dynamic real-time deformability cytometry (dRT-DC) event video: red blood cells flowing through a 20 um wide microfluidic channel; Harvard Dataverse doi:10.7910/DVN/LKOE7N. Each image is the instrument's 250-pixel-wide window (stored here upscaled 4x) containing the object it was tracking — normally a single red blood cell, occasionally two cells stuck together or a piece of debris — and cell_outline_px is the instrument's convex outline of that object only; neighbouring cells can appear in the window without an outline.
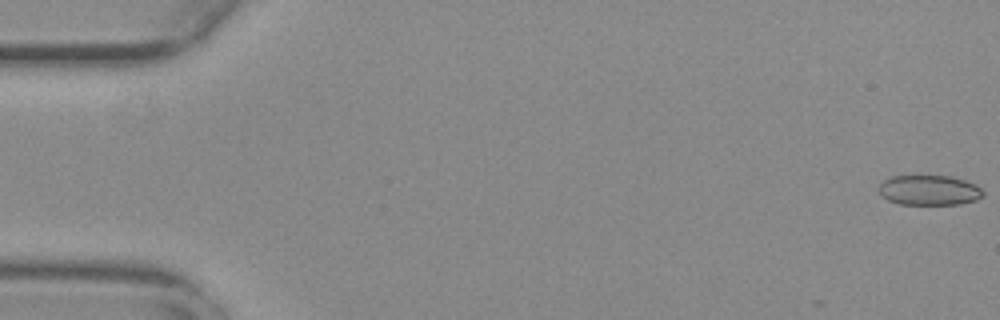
{"species": "common noctule bat (a hibernating species)", "species_latin": "Nyctalus noctula", "temperature_condition": "warm", "stored_images_in_passage": 13, "camera_frame_rate_fps": 3000, "um_per_image_px": 0.085, "animal": {"sex": "female", "body_mass_g": 29.2, "forearm_length_mm": 56.3}, "frame": {"image": 1, "passage_image": 1, "time_ms": 0.0, "image_size_px": [1000, 320], "cell_outline_px": [[984, 196], [976, 200], [960, 204], [900, 204], [888, 200], [880, 196], [880, 184], [884, 180], [892, 176], [952, 176], [976, 184], [984, 192]], "centroid_in_image_um": [79.0, 16.17], "position_along_channel_um": 6.0, "area_um2": 18.26}}